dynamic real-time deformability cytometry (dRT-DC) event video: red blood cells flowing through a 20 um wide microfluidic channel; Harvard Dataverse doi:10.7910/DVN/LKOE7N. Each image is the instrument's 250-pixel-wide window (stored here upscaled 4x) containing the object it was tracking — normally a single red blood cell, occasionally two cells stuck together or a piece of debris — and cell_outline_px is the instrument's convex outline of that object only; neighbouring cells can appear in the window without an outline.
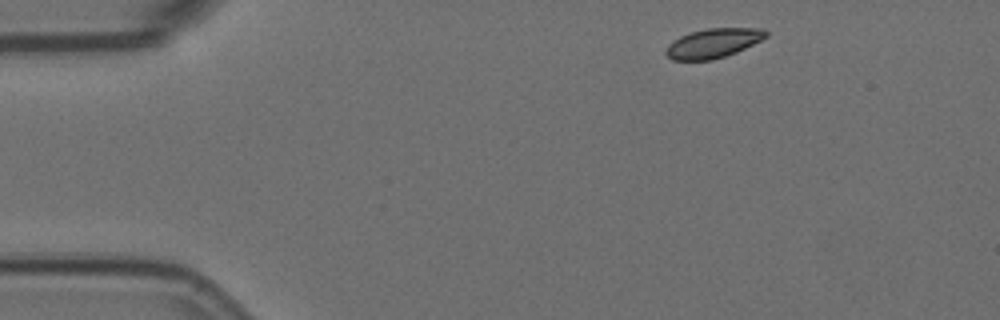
{"species": "Egyptian fruit bat (a non-hibernating species)", "species_latin": "Rousettus aegyptiacus", "temperature_condition": "room temperature", "stored_images_in_passage": 5, "camera_frame_rate_fps": 3000, "um_per_image_px": 0.085, "animal": {"sex": "female"}, "frame": {"image": 1, "passage_image": 1, "time_ms": 0.0, "image_size_px": [1000, 320], "cell_outline_px": [[768, 36], [736, 52], [712, 60], [672, 60], [664, 52], [668, 44], [672, 40], [680, 36], [692, 32], [708, 28], [764, 28], [768, 32]], "centroid_in_image_um": [60.6, 3.66], "position_along_channel_um": 24.4, "area_um2": 17.05}}
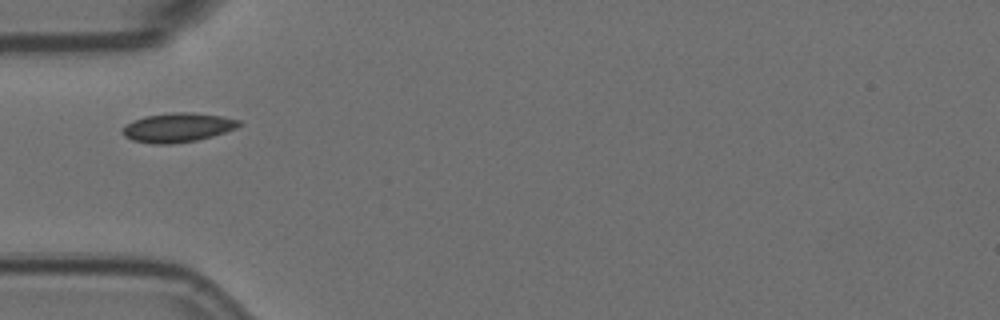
{"frame": {"image": 2, "passage_image": 4, "time_ms": 1.0, "image_size_px": [1000, 320], "cell_outline_px": [[244, 124], [236, 128], [212, 136], [196, 140], [172, 144], [152, 144], [132, 140], [124, 136], [120, 132], [132, 120], [144, 116], [172, 112], [192, 112], [220, 116], [240, 120]], "centroid_in_image_um": [15.1, 10.84], "position_along_channel_um": 69.9, "area_um2": 19.88}}